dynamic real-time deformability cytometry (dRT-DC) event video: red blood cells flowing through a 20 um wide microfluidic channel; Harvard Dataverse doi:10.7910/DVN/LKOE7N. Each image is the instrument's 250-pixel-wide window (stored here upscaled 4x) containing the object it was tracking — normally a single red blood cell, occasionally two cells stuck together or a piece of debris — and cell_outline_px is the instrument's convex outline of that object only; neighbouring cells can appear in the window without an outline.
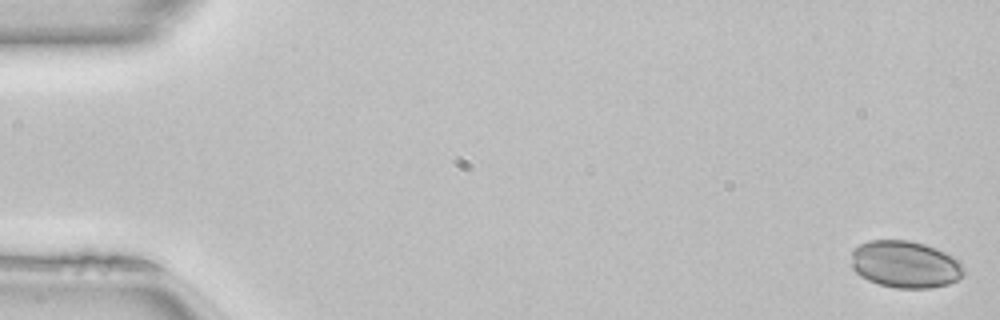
{"species": "common noctule bat (a hibernating species)", "species_latin": "Nyctalus noctula", "temperature_condition": "room temperature", "stored_images_in_passage": 50, "camera_frame_rate_fps": 3000, "um_per_image_px": 0.085, "animal": {"sex": "female", "body_mass_g": 22.7, "forearm_length_mm": 54.2}, "frame": {"image": 1, "passage_image": 1, "time_ms": 0.0, "image_size_px": [1000, 320], "cell_outline_px": [[964, 272], [956, 280], [948, 284], [928, 288], [896, 288], [880, 284], [868, 280], [860, 276], [852, 268], [852, 248], [868, 240], [908, 240], [924, 244], [936, 248], [960, 260], [964, 264]], "centroid_in_image_um": [76.93, 22.46], "position_along_channel_um": 8.1, "area_um2": 30.98}}
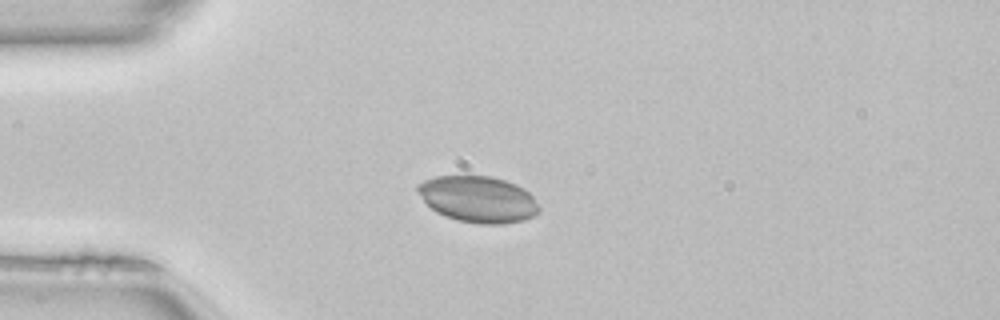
{"frame": {"image": 2, "passage_image": 13, "time_ms": 4.0, "image_size_px": [1000, 320], "cell_outline_px": [[540, 212], [536, 216], [524, 220], [504, 224], [480, 224], [456, 220], [444, 216], [436, 212], [424, 200], [416, 188], [416, 184], [424, 180], [436, 176], [488, 176], [504, 180], [516, 184], [524, 188], [532, 196], [540, 208]], "centroid_in_image_um": [40.66, 16.94], "position_along_channel_um": 44.3, "area_um2": 32.89}}
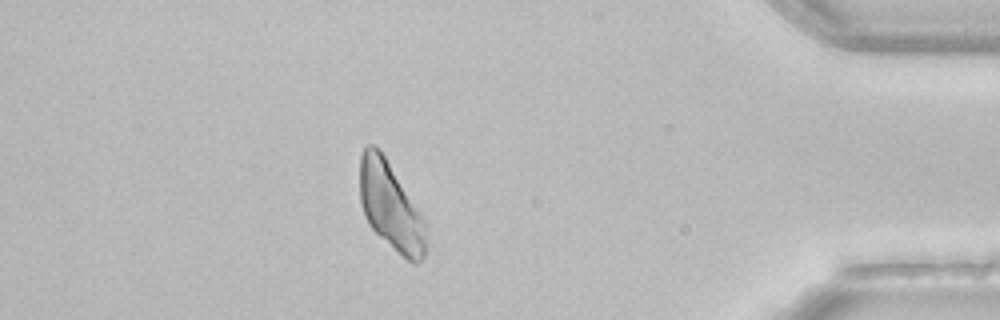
{"frame": {"image": 3, "passage_image": 44, "time_ms": 14.333, "image_size_px": [1000, 320], "cell_outline_px": [[428, 248], [424, 256], [416, 264], [412, 264], [380, 236], [368, 224], [364, 216], [360, 200], [360, 156], [364, 148], [368, 144], [372, 144], [384, 156], [420, 216], [424, 224], [428, 244]], "centroid_in_image_um": [33.17, 17.59], "position_along_channel_um": 402.0, "area_um2": 32.77}}